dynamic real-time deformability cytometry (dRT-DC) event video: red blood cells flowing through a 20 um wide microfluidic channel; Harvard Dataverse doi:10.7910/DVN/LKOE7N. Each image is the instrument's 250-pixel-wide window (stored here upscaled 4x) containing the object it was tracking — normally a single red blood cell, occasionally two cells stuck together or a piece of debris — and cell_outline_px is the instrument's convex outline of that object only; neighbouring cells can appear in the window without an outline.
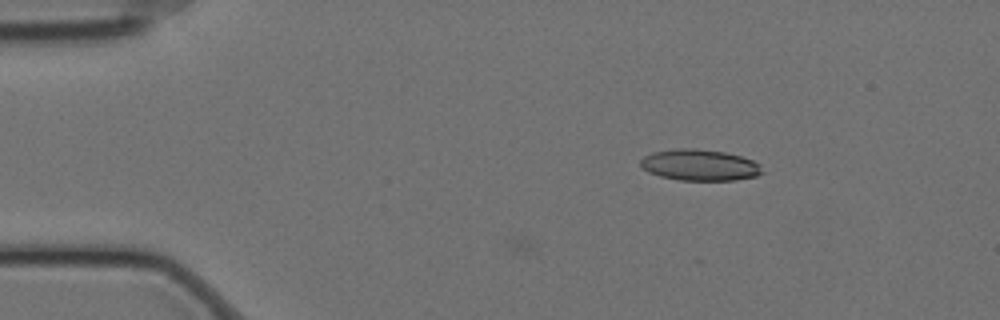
{"species": "Egyptian fruit bat (a non-hibernating species)", "species_latin": "Rousettus aegyptiacus", "temperature_condition": "cold", "stored_images_in_passage": 11, "camera_frame_rate_fps": 3000, "um_per_image_px": 0.085, "animal": {"sex": "female"}, "frame": {"image": 1, "passage_image": 11, "time_ms": 3.333, "image_size_px": [1000, 320], "cell_outline_px": [[764, 172], [756, 176], [736, 180], [680, 180], [660, 176], [648, 172], [640, 164], [640, 160], [644, 156], [652, 152], [676, 148], [696, 148], [724, 152], [740, 156], [752, 160], [760, 164]], "centroid_in_image_um": [59.48, 14.02], "position_along_channel_um": 25.5, "area_um2": 22.2}}